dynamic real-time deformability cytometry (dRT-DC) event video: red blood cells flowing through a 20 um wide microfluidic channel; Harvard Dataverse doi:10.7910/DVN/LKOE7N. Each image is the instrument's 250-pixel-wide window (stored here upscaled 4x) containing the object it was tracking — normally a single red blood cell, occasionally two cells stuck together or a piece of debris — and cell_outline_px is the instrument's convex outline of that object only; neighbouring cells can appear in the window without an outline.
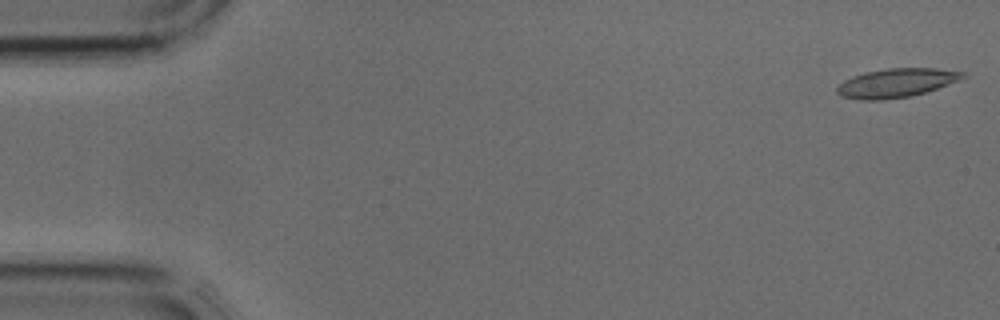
{"species": "common noctule bat (a hibernating species)", "species_latin": "Nyctalus noctula", "temperature_condition": "cold", "stored_images_in_passage": 4, "camera_frame_rate_fps": 3000, "um_per_image_px": 0.085, "animal": {"sex": "male", "body_mass_g": 17.9, "forearm_length_mm": 54.2}, "frame": {"image": 1, "passage_image": 1, "time_ms": 0.0, "image_size_px": [1000, 320], "cell_outline_px": [[968, 76], [960, 80], [912, 96], [880, 100], [860, 100], [840, 96], [836, 92], [836, 88], [844, 80], [852, 76], [864, 72], [888, 68], [936, 68], [964, 72]], "centroid_in_image_um": [76.17, 7.04], "position_along_channel_um": 8.8, "area_um2": 21.21}}